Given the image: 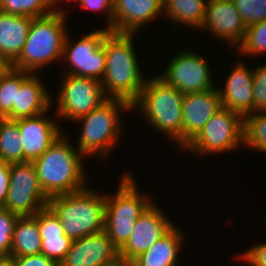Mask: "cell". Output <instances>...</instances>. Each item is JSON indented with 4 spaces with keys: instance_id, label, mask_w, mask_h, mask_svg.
Listing matches in <instances>:
<instances>
[{
    "instance_id": "cell-1",
    "label": "cell",
    "mask_w": 266,
    "mask_h": 266,
    "mask_svg": "<svg viewBox=\"0 0 266 266\" xmlns=\"http://www.w3.org/2000/svg\"><path fill=\"white\" fill-rule=\"evenodd\" d=\"M133 37V34L112 31L105 35L106 66L101 80L107 98L122 99L130 105L138 99L147 78L141 73Z\"/></svg>"
},
{
    "instance_id": "cell-2",
    "label": "cell",
    "mask_w": 266,
    "mask_h": 266,
    "mask_svg": "<svg viewBox=\"0 0 266 266\" xmlns=\"http://www.w3.org/2000/svg\"><path fill=\"white\" fill-rule=\"evenodd\" d=\"M62 134L50 148L33 161L39 185L50 198L85 189L84 155ZM85 172V173H84Z\"/></svg>"
},
{
    "instance_id": "cell-3",
    "label": "cell",
    "mask_w": 266,
    "mask_h": 266,
    "mask_svg": "<svg viewBox=\"0 0 266 266\" xmlns=\"http://www.w3.org/2000/svg\"><path fill=\"white\" fill-rule=\"evenodd\" d=\"M184 94L168 85L158 75L146 79L138 99L131 105L143 118L162 134L172 138L183 149V113Z\"/></svg>"
},
{
    "instance_id": "cell-4",
    "label": "cell",
    "mask_w": 266,
    "mask_h": 266,
    "mask_svg": "<svg viewBox=\"0 0 266 266\" xmlns=\"http://www.w3.org/2000/svg\"><path fill=\"white\" fill-rule=\"evenodd\" d=\"M48 206L59 218L65 235L72 240L105 229V195L88 186L74 193L50 197Z\"/></svg>"
},
{
    "instance_id": "cell-5",
    "label": "cell",
    "mask_w": 266,
    "mask_h": 266,
    "mask_svg": "<svg viewBox=\"0 0 266 266\" xmlns=\"http://www.w3.org/2000/svg\"><path fill=\"white\" fill-rule=\"evenodd\" d=\"M65 15L52 13L34 18L22 52L10 67L36 74L40 68L63 58L64 42L68 34Z\"/></svg>"
},
{
    "instance_id": "cell-6",
    "label": "cell",
    "mask_w": 266,
    "mask_h": 266,
    "mask_svg": "<svg viewBox=\"0 0 266 266\" xmlns=\"http://www.w3.org/2000/svg\"><path fill=\"white\" fill-rule=\"evenodd\" d=\"M131 109V105L127 101L107 98L90 113L73 121L82 124L77 149L84 157L99 154L101 159H105L115 145L119 144L118 141L122 135L119 114L124 111L126 114Z\"/></svg>"
},
{
    "instance_id": "cell-7",
    "label": "cell",
    "mask_w": 266,
    "mask_h": 266,
    "mask_svg": "<svg viewBox=\"0 0 266 266\" xmlns=\"http://www.w3.org/2000/svg\"><path fill=\"white\" fill-rule=\"evenodd\" d=\"M135 181L131 174L124 173L116 193L105 195L104 231L118 250L128 241L137 219L153 203L147 194L138 191Z\"/></svg>"
},
{
    "instance_id": "cell-8",
    "label": "cell",
    "mask_w": 266,
    "mask_h": 266,
    "mask_svg": "<svg viewBox=\"0 0 266 266\" xmlns=\"http://www.w3.org/2000/svg\"><path fill=\"white\" fill-rule=\"evenodd\" d=\"M241 144L243 145V117L237 112L222 108L183 150L202 156L235 150Z\"/></svg>"
},
{
    "instance_id": "cell-9",
    "label": "cell",
    "mask_w": 266,
    "mask_h": 266,
    "mask_svg": "<svg viewBox=\"0 0 266 266\" xmlns=\"http://www.w3.org/2000/svg\"><path fill=\"white\" fill-rule=\"evenodd\" d=\"M60 90L56 99V117L65 120H77L87 115L107 97L101 81L90 77L71 74L62 75Z\"/></svg>"
},
{
    "instance_id": "cell-10",
    "label": "cell",
    "mask_w": 266,
    "mask_h": 266,
    "mask_svg": "<svg viewBox=\"0 0 266 266\" xmlns=\"http://www.w3.org/2000/svg\"><path fill=\"white\" fill-rule=\"evenodd\" d=\"M49 198L39 185L33 162L10 163V187L4 209L22 216H33L48 206Z\"/></svg>"
},
{
    "instance_id": "cell-11",
    "label": "cell",
    "mask_w": 266,
    "mask_h": 266,
    "mask_svg": "<svg viewBox=\"0 0 266 266\" xmlns=\"http://www.w3.org/2000/svg\"><path fill=\"white\" fill-rule=\"evenodd\" d=\"M109 31L107 28L93 31L85 36L83 35L73 45L67 34L62 57H65L69 67L65 69L68 71L63 73L79 77H90L101 81L104 77L106 66L103 40Z\"/></svg>"
},
{
    "instance_id": "cell-12",
    "label": "cell",
    "mask_w": 266,
    "mask_h": 266,
    "mask_svg": "<svg viewBox=\"0 0 266 266\" xmlns=\"http://www.w3.org/2000/svg\"><path fill=\"white\" fill-rule=\"evenodd\" d=\"M158 76L168 85L175 87L182 94L208 91L215 88L212 84V71L202 54L195 51H181ZM211 71V72H210Z\"/></svg>"
},
{
    "instance_id": "cell-13",
    "label": "cell",
    "mask_w": 266,
    "mask_h": 266,
    "mask_svg": "<svg viewBox=\"0 0 266 266\" xmlns=\"http://www.w3.org/2000/svg\"><path fill=\"white\" fill-rule=\"evenodd\" d=\"M156 203H153L135 222L133 232L126 244L119 250V259L130 263L141 253L147 251L175 224Z\"/></svg>"
},
{
    "instance_id": "cell-14",
    "label": "cell",
    "mask_w": 266,
    "mask_h": 266,
    "mask_svg": "<svg viewBox=\"0 0 266 266\" xmlns=\"http://www.w3.org/2000/svg\"><path fill=\"white\" fill-rule=\"evenodd\" d=\"M246 25L232 0H207L202 29L230 46H239L245 36Z\"/></svg>"
},
{
    "instance_id": "cell-15",
    "label": "cell",
    "mask_w": 266,
    "mask_h": 266,
    "mask_svg": "<svg viewBox=\"0 0 266 266\" xmlns=\"http://www.w3.org/2000/svg\"><path fill=\"white\" fill-rule=\"evenodd\" d=\"M119 259V250L105 231L73 240L59 266H107Z\"/></svg>"
},
{
    "instance_id": "cell-16",
    "label": "cell",
    "mask_w": 266,
    "mask_h": 266,
    "mask_svg": "<svg viewBox=\"0 0 266 266\" xmlns=\"http://www.w3.org/2000/svg\"><path fill=\"white\" fill-rule=\"evenodd\" d=\"M21 134L23 162H33L42 156L62 135V129L53 119L46 117V112L28 118L15 120Z\"/></svg>"
},
{
    "instance_id": "cell-17",
    "label": "cell",
    "mask_w": 266,
    "mask_h": 266,
    "mask_svg": "<svg viewBox=\"0 0 266 266\" xmlns=\"http://www.w3.org/2000/svg\"><path fill=\"white\" fill-rule=\"evenodd\" d=\"M223 108L218 88L184 94L183 148L200 132L209 119Z\"/></svg>"
},
{
    "instance_id": "cell-18",
    "label": "cell",
    "mask_w": 266,
    "mask_h": 266,
    "mask_svg": "<svg viewBox=\"0 0 266 266\" xmlns=\"http://www.w3.org/2000/svg\"><path fill=\"white\" fill-rule=\"evenodd\" d=\"M160 14L163 0H114L113 32L134 34Z\"/></svg>"
},
{
    "instance_id": "cell-19",
    "label": "cell",
    "mask_w": 266,
    "mask_h": 266,
    "mask_svg": "<svg viewBox=\"0 0 266 266\" xmlns=\"http://www.w3.org/2000/svg\"><path fill=\"white\" fill-rule=\"evenodd\" d=\"M227 77L219 91L223 108L239 113L242 117L253 113V68L247 69L240 61Z\"/></svg>"
},
{
    "instance_id": "cell-20",
    "label": "cell",
    "mask_w": 266,
    "mask_h": 266,
    "mask_svg": "<svg viewBox=\"0 0 266 266\" xmlns=\"http://www.w3.org/2000/svg\"><path fill=\"white\" fill-rule=\"evenodd\" d=\"M33 217L38 222L42 239L41 254L60 263L70 250L73 240L65 235L59 218L49 206L38 210Z\"/></svg>"
},
{
    "instance_id": "cell-21",
    "label": "cell",
    "mask_w": 266,
    "mask_h": 266,
    "mask_svg": "<svg viewBox=\"0 0 266 266\" xmlns=\"http://www.w3.org/2000/svg\"><path fill=\"white\" fill-rule=\"evenodd\" d=\"M34 18L0 11V62L10 66L22 52Z\"/></svg>"
},
{
    "instance_id": "cell-22",
    "label": "cell",
    "mask_w": 266,
    "mask_h": 266,
    "mask_svg": "<svg viewBox=\"0 0 266 266\" xmlns=\"http://www.w3.org/2000/svg\"><path fill=\"white\" fill-rule=\"evenodd\" d=\"M39 76L32 74L20 88H16L12 120L28 118L48 112L52 97Z\"/></svg>"
},
{
    "instance_id": "cell-23",
    "label": "cell",
    "mask_w": 266,
    "mask_h": 266,
    "mask_svg": "<svg viewBox=\"0 0 266 266\" xmlns=\"http://www.w3.org/2000/svg\"><path fill=\"white\" fill-rule=\"evenodd\" d=\"M182 232L173 226L147 251L130 262L131 266H179L180 247L183 246Z\"/></svg>"
},
{
    "instance_id": "cell-24",
    "label": "cell",
    "mask_w": 266,
    "mask_h": 266,
    "mask_svg": "<svg viewBox=\"0 0 266 266\" xmlns=\"http://www.w3.org/2000/svg\"><path fill=\"white\" fill-rule=\"evenodd\" d=\"M42 239L33 216L19 217L14 225L10 257L41 254Z\"/></svg>"
},
{
    "instance_id": "cell-25",
    "label": "cell",
    "mask_w": 266,
    "mask_h": 266,
    "mask_svg": "<svg viewBox=\"0 0 266 266\" xmlns=\"http://www.w3.org/2000/svg\"><path fill=\"white\" fill-rule=\"evenodd\" d=\"M206 0H163V14L177 24L200 28L205 17Z\"/></svg>"
},
{
    "instance_id": "cell-26",
    "label": "cell",
    "mask_w": 266,
    "mask_h": 266,
    "mask_svg": "<svg viewBox=\"0 0 266 266\" xmlns=\"http://www.w3.org/2000/svg\"><path fill=\"white\" fill-rule=\"evenodd\" d=\"M32 74L27 71L15 70L10 66H6L0 72V118L12 120L16 88H20Z\"/></svg>"
},
{
    "instance_id": "cell-27",
    "label": "cell",
    "mask_w": 266,
    "mask_h": 266,
    "mask_svg": "<svg viewBox=\"0 0 266 266\" xmlns=\"http://www.w3.org/2000/svg\"><path fill=\"white\" fill-rule=\"evenodd\" d=\"M21 134L15 120L0 118V158L8 163L23 162Z\"/></svg>"
},
{
    "instance_id": "cell-28",
    "label": "cell",
    "mask_w": 266,
    "mask_h": 266,
    "mask_svg": "<svg viewBox=\"0 0 266 266\" xmlns=\"http://www.w3.org/2000/svg\"><path fill=\"white\" fill-rule=\"evenodd\" d=\"M244 145L266 152V111L254 112L243 117Z\"/></svg>"
},
{
    "instance_id": "cell-29",
    "label": "cell",
    "mask_w": 266,
    "mask_h": 266,
    "mask_svg": "<svg viewBox=\"0 0 266 266\" xmlns=\"http://www.w3.org/2000/svg\"><path fill=\"white\" fill-rule=\"evenodd\" d=\"M0 11L31 18H41L52 14L47 0H0Z\"/></svg>"
},
{
    "instance_id": "cell-30",
    "label": "cell",
    "mask_w": 266,
    "mask_h": 266,
    "mask_svg": "<svg viewBox=\"0 0 266 266\" xmlns=\"http://www.w3.org/2000/svg\"><path fill=\"white\" fill-rule=\"evenodd\" d=\"M241 55H262L266 52V20L246 28L242 43L237 47Z\"/></svg>"
},
{
    "instance_id": "cell-31",
    "label": "cell",
    "mask_w": 266,
    "mask_h": 266,
    "mask_svg": "<svg viewBox=\"0 0 266 266\" xmlns=\"http://www.w3.org/2000/svg\"><path fill=\"white\" fill-rule=\"evenodd\" d=\"M246 27L266 20V0H232Z\"/></svg>"
},
{
    "instance_id": "cell-32",
    "label": "cell",
    "mask_w": 266,
    "mask_h": 266,
    "mask_svg": "<svg viewBox=\"0 0 266 266\" xmlns=\"http://www.w3.org/2000/svg\"><path fill=\"white\" fill-rule=\"evenodd\" d=\"M19 216L0 208V257L10 256L13 229Z\"/></svg>"
},
{
    "instance_id": "cell-33",
    "label": "cell",
    "mask_w": 266,
    "mask_h": 266,
    "mask_svg": "<svg viewBox=\"0 0 266 266\" xmlns=\"http://www.w3.org/2000/svg\"><path fill=\"white\" fill-rule=\"evenodd\" d=\"M266 111V64L253 68V113Z\"/></svg>"
},
{
    "instance_id": "cell-34",
    "label": "cell",
    "mask_w": 266,
    "mask_h": 266,
    "mask_svg": "<svg viewBox=\"0 0 266 266\" xmlns=\"http://www.w3.org/2000/svg\"><path fill=\"white\" fill-rule=\"evenodd\" d=\"M79 5L83 9L104 11L107 21V29L113 32V10H114V0H78Z\"/></svg>"
},
{
    "instance_id": "cell-35",
    "label": "cell",
    "mask_w": 266,
    "mask_h": 266,
    "mask_svg": "<svg viewBox=\"0 0 266 266\" xmlns=\"http://www.w3.org/2000/svg\"><path fill=\"white\" fill-rule=\"evenodd\" d=\"M240 258L249 266H266V241L246 250Z\"/></svg>"
},
{
    "instance_id": "cell-36",
    "label": "cell",
    "mask_w": 266,
    "mask_h": 266,
    "mask_svg": "<svg viewBox=\"0 0 266 266\" xmlns=\"http://www.w3.org/2000/svg\"><path fill=\"white\" fill-rule=\"evenodd\" d=\"M16 266H59L57 261L47 258L43 254L12 257Z\"/></svg>"
},
{
    "instance_id": "cell-37",
    "label": "cell",
    "mask_w": 266,
    "mask_h": 266,
    "mask_svg": "<svg viewBox=\"0 0 266 266\" xmlns=\"http://www.w3.org/2000/svg\"><path fill=\"white\" fill-rule=\"evenodd\" d=\"M10 187V163L0 158V208H3Z\"/></svg>"
},
{
    "instance_id": "cell-38",
    "label": "cell",
    "mask_w": 266,
    "mask_h": 266,
    "mask_svg": "<svg viewBox=\"0 0 266 266\" xmlns=\"http://www.w3.org/2000/svg\"><path fill=\"white\" fill-rule=\"evenodd\" d=\"M0 266H16L14 258L10 256L0 257Z\"/></svg>"
},
{
    "instance_id": "cell-39",
    "label": "cell",
    "mask_w": 266,
    "mask_h": 266,
    "mask_svg": "<svg viewBox=\"0 0 266 266\" xmlns=\"http://www.w3.org/2000/svg\"><path fill=\"white\" fill-rule=\"evenodd\" d=\"M62 1V0H61ZM69 1V0H68ZM59 2V0H47L48 6L51 10L52 13H64L65 11H63L62 9L58 8L55 9L56 4ZM55 6V7H54ZM54 7V8H53Z\"/></svg>"
},
{
    "instance_id": "cell-40",
    "label": "cell",
    "mask_w": 266,
    "mask_h": 266,
    "mask_svg": "<svg viewBox=\"0 0 266 266\" xmlns=\"http://www.w3.org/2000/svg\"><path fill=\"white\" fill-rule=\"evenodd\" d=\"M107 266H131V265H130V263L125 262L122 259H118L116 262H114V263H112L110 265H107Z\"/></svg>"
},
{
    "instance_id": "cell-41",
    "label": "cell",
    "mask_w": 266,
    "mask_h": 266,
    "mask_svg": "<svg viewBox=\"0 0 266 266\" xmlns=\"http://www.w3.org/2000/svg\"><path fill=\"white\" fill-rule=\"evenodd\" d=\"M6 66H7V65L2 64V65L0 66V72H1Z\"/></svg>"
}]
</instances>
